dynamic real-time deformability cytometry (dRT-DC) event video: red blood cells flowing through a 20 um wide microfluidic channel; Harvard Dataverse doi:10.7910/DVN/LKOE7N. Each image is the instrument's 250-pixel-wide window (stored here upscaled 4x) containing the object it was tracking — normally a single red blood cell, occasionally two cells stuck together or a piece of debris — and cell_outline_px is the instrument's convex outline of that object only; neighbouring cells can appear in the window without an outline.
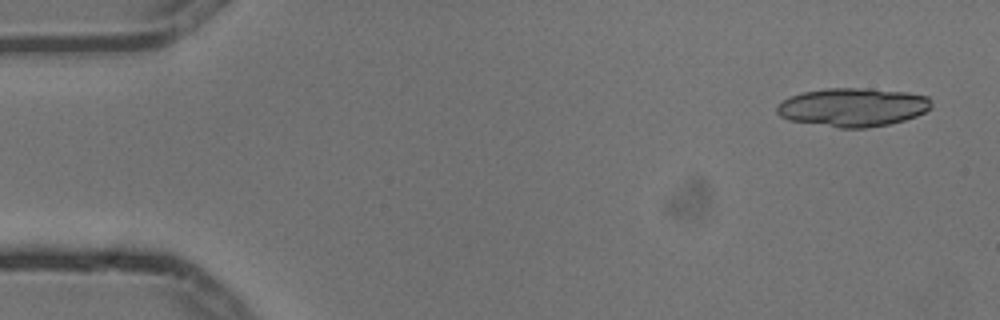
{"species": "common noctule bat (a hibernating species)", "species_latin": "Nyctalus noctula", "temperature_condition": "cold", "stored_images_in_passage": 5, "camera_frame_rate_fps": 3000, "um_per_image_px": 0.085, "animal": {"sex": "male", "body_mass_g": 13.3}, "frame": {"image": 1, "passage_image": 1, "time_ms": 0.0, "image_size_px": [1000, 320], "cell_outline_px": [[932, 108], [916, 116], [904, 120], [888, 124], [864, 128], [840, 128], [788, 120], [780, 116], [776, 112], [776, 108], [784, 100], [792, 96], [804, 92], [824, 88], [868, 88], [908, 92], [928, 96], [932, 100]], "centroid_in_image_um": [72.52, 9.11], "position_along_channel_um": 12.5, "area_um2": 34.8}}